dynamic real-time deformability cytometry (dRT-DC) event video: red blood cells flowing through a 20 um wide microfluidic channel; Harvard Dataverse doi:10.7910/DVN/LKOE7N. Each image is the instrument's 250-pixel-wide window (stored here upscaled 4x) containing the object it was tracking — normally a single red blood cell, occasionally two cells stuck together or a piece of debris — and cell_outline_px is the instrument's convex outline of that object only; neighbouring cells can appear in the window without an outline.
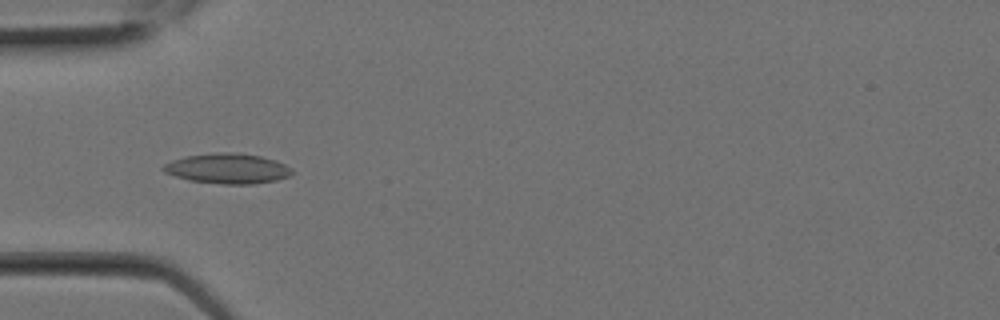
{"species": "Egyptian fruit bat (a non-hibernating species)", "species_latin": "Rousettus aegyptiacus", "temperature_condition": "room temperature", "stored_images_in_passage": 2, "camera_frame_rate_fps": 3000, "um_per_image_px": 0.085, "animal": {"sex": "female"}, "frame": {"image": 1, "passage_image": 2, "time_ms": 0.333, "image_size_px": [1000, 320], "cell_outline_px": [[296, 172], [288, 176], [276, 180], [252, 184], [224, 184], [188, 180], [164, 172], [160, 168], [164, 164], [172, 160], [184, 156], [224, 152], [232, 152], [260, 156], [276, 160], [292, 168]], "centroid_in_image_um": [19.35, 14.32], "position_along_channel_um": 65.7, "area_um2": 22.6}}